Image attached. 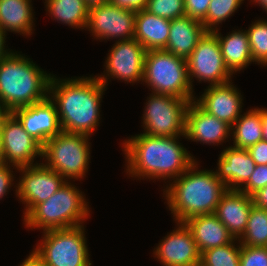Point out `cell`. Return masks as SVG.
<instances>
[{"label": "cell", "mask_w": 267, "mask_h": 266, "mask_svg": "<svg viewBox=\"0 0 267 266\" xmlns=\"http://www.w3.org/2000/svg\"><path fill=\"white\" fill-rule=\"evenodd\" d=\"M179 139L143 133L125 139L121 147L127 176L137 180H163L166 185L181 176L196 159Z\"/></svg>", "instance_id": "6da1fadb"}, {"label": "cell", "mask_w": 267, "mask_h": 266, "mask_svg": "<svg viewBox=\"0 0 267 266\" xmlns=\"http://www.w3.org/2000/svg\"><path fill=\"white\" fill-rule=\"evenodd\" d=\"M107 89L94 75L60 78L52 73L48 97L56 106L62 131L91 137L101 123Z\"/></svg>", "instance_id": "7a4b0ae2"}, {"label": "cell", "mask_w": 267, "mask_h": 266, "mask_svg": "<svg viewBox=\"0 0 267 266\" xmlns=\"http://www.w3.org/2000/svg\"><path fill=\"white\" fill-rule=\"evenodd\" d=\"M195 161L181 176L163 185V197L175 222L197 215L213 214L227 187L215 170L200 169Z\"/></svg>", "instance_id": "3957f363"}, {"label": "cell", "mask_w": 267, "mask_h": 266, "mask_svg": "<svg viewBox=\"0 0 267 266\" xmlns=\"http://www.w3.org/2000/svg\"><path fill=\"white\" fill-rule=\"evenodd\" d=\"M51 76L28 56L13 50L0 61V104L13 112L45 100Z\"/></svg>", "instance_id": "277c9868"}, {"label": "cell", "mask_w": 267, "mask_h": 266, "mask_svg": "<svg viewBox=\"0 0 267 266\" xmlns=\"http://www.w3.org/2000/svg\"><path fill=\"white\" fill-rule=\"evenodd\" d=\"M83 193L75 183L66 181L57 192L37 204L23 218L25 228L47 231L84 225L91 211Z\"/></svg>", "instance_id": "5b68a950"}, {"label": "cell", "mask_w": 267, "mask_h": 266, "mask_svg": "<svg viewBox=\"0 0 267 266\" xmlns=\"http://www.w3.org/2000/svg\"><path fill=\"white\" fill-rule=\"evenodd\" d=\"M143 85L152 93L172 95L188 102L195 100L184 58L161 50H148L145 55Z\"/></svg>", "instance_id": "8992f818"}, {"label": "cell", "mask_w": 267, "mask_h": 266, "mask_svg": "<svg viewBox=\"0 0 267 266\" xmlns=\"http://www.w3.org/2000/svg\"><path fill=\"white\" fill-rule=\"evenodd\" d=\"M89 141L90 136L85 134L62 131L43 145L40 162L56 171L66 181L83 180L89 171L91 158Z\"/></svg>", "instance_id": "52a82bcc"}, {"label": "cell", "mask_w": 267, "mask_h": 266, "mask_svg": "<svg viewBox=\"0 0 267 266\" xmlns=\"http://www.w3.org/2000/svg\"><path fill=\"white\" fill-rule=\"evenodd\" d=\"M84 227L42 231L32 251L46 266H92Z\"/></svg>", "instance_id": "ba28073f"}, {"label": "cell", "mask_w": 267, "mask_h": 266, "mask_svg": "<svg viewBox=\"0 0 267 266\" xmlns=\"http://www.w3.org/2000/svg\"><path fill=\"white\" fill-rule=\"evenodd\" d=\"M143 110V134L185 138L189 102L172 95L149 93Z\"/></svg>", "instance_id": "9c48e42d"}, {"label": "cell", "mask_w": 267, "mask_h": 266, "mask_svg": "<svg viewBox=\"0 0 267 266\" xmlns=\"http://www.w3.org/2000/svg\"><path fill=\"white\" fill-rule=\"evenodd\" d=\"M186 61L193 89L194 78L200 83L208 82V86L233 81V74L225 65L218 38L212 32H206Z\"/></svg>", "instance_id": "30bf717a"}, {"label": "cell", "mask_w": 267, "mask_h": 266, "mask_svg": "<svg viewBox=\"0 0 267 266\" xmlns=\"http://www.w3.org/2000/svg\"><path fill=\"white\" fill-rule=\"evenodd\" d=\"M108 52L104 63L105 70L95 75L104 86H108L111 78L133 85L140 82L142 84L147 50L135 38L115 41Z\"/></svg>", "instance_id": "8fae6325"}, {"label": "cell", "mask_w": 267, "mask_h": 266, "mask_svg": "<svg viewBox=\"0 0 267 266\" xmlns=\"http://www.w3.org/2000/svg\"><path fill=\"white\" fill-rule=\"evenodd\" d=\"M0 131L3 163L17 168L39 164L36 158L42 159L43 146L24 130L12 112L3 117Z\"/></svg>", "instance_id": "7c38bea8"}, {"label": "cell", "mask_w": 267, "mask_h": 266, "mask_svg": "<svg viewBox=\"0 0 267 266\" xmlns=\"http://www.w3.org/2000/svg\"><path fill=\"white\" fill-rule=\"evenodd\" d=\"M16 197L24 206V218L37 204L46 201L57 192L66 180L56 171L46 167L42 162L36 165L19 167Z\"/></svg>", "instance_id": "4fadbf2b"}, {"label": "cell", "mask_w": 267, "mask_h": 266, "mask_svg": "<svg viewBox=\"0 0 267 266\" xmlns=\"http://www.w3.org/2000/svg\"><path fill=\"white\" fill-rule=\"evenodd\" d=\"M136 12L110 3L89 8L85 31L96 41L109 39L122 41L134 39ZM116 39V40H115Z\"/></svg>", "instance_id": "5bb4252c"}, {"label": "cell", "mask_w": 267, "mask_h": 266, "mask_svg": "<svg viewBox=\"0 0 267 266\" xmlns=\"http://www.w3.org/2000/svg\"><path fill=\"white\" fill-rule=\"evenodd\" d=\"M167 233L154 247L153 257L162 266H200V253L192 233L184 222Z\"/></svg>", "instance_id": "9a60e30c"}, {"label": "cell", "mask_w": 267, "mask_h": 266, "mask_svg": "<svg viewBox=\"0 0 267 266\" xmlns=\"http://www.w3.org/2000/svg\"><path fill=\"white\" fill-rule=\"evenodd\" d=\"M231 125L208 114L195 101L188 104L186 111L185 138L191 142L221 145L231 140Z\"/></svg>", "instance_id": "2e32d148"}, {"label": "cell", "mask_w": 267, "mask_h": 266, "mask_svg": "<svg viewBox=\"0 0 267 266\" xmlns=\"http://www.w3.org/2000/svg\"><path fill=\"white\" fill-rule=\"evenodd\" d=\"M12 113L21 122L24 130L42 146L62 132L56 106L49 97L30 106L17 108Z\"/></svg>", "instance_id": "e0dca14e"}, {"label": "cell", "mask_w": 267, "mask_h": 266, "mask_svg": "<svg viewBox=\"0 0 267 266\" xmlns=\"http://www.w3.org/2000/svg\"><path fill=\"white\" fill-rule=\"evenodd\" d=\"M230 81L222 85L207 86L200 97H195V102L208 114L216 116L219 120L229 125L243 113V94L238 87Z\"/></svg>", "instance_id": "ac0fdd59"}, {"label": "cell", "mask_w": 267, "mask_h": 266, "mask_svg": "<svg viewBox=\"0 0 267 266\" xmlns=\"http://www.w3.org/2000/svg\"><path fill=\"white\" fill-rule=\"evenodd\" d=\"M224 148L218 155L216 176L227 189L240 190L248 182L256 164L248 149L233 146Z\"/></svg>", "instance_id": "d6986e66"}, {"label": "cell", "mask_w": 267, "mask_h": 266, "mask_svg": "<svg viewBox=\"0 0 267 266\" xmlns=\"http://www.w3.org/2000/svg\"><path fill=\"white\" fill-rule=\"evenodd\" d=\"M253 205L251 196L240 190L227 189L222 195L214 214L234 239L239 240L246 229Z\"/></svg>", "instance_id": "ffe728a7"}, {"label": "cell", "mask_w": 267, "mask_h": 266, "mask_svg": "<svg viewBox=\"0 0 267 266\" xmlns=\"http://www.w3.org/2000/svg\"><path fill=\"white\" fill-rule=\"evenodd\" d=\"M184 223L191 231L200 254L234 240V237L214 213L193 216Z\"/></svg>", "instance_id": "44dd1931"}, {"label": "cell", "mask_w": 267, "mask_h": 266, "mask_svg": "<svg viewBox=\"0 0 267 266\" xmlns=\"http://www.w3.org/2000/svg\"><path fill=\"white\" fill-rule=\"evenodd\" d=\"M206 32L202 22L187 15L173 19L171 20L169 37L164 50L187 59Z\"/></svg>", "instance_id": "7402d4cb"}, {"label": "cell", "mask_w": 267, "mask_h": 266, "mask_svg": "<svg viewBox=\"0 0 267 266\" xmlns=\"http://www.w3.org/2000/svg\"><path fill=\"white\" fill-rule=\"evenodd\" d=\"M219 30L212 33L218 38L225 65L233 75L254 63L246 30L235 29L226 36Z\"/></svg>", "instance_id": "603a6c76"}, {"label": "cell", "mask_w": 267, "mask_h": 266, "mask_svg": "<svg viewBox=\"0 0 267 266\" xmlns=\"http://www.w3.org/2000/svg\"><path fill=\"white\" fill-rule=\"evenodd\" d=\"M32 0H0V28L27 37L33 34L35 16Z\"/></svg>", "instance_id": "cb8c5ba5"}, {"label": "cell", "mask_w": 267, "mask_h": 266, "mask_svg": "<svg viewBox=\"0 0 267 266\" xmlns=\"http://www.w3.org/2000/svg\"><path fill=\"white\" fill-rule=\"evenodd\" d=\"M171 21L150 14L146 10L136 12L134 38L148 51L165 49Z\"/></svg>", "instance_id": "d4e9b609"}, {"label": "cell", "mask_w": 267, "mask_h": 266, "mask_svg": "<svg viewBox=\"0 0 267 266\" xmlns=\"http://www.w3.org/2000/svg\"><path fill=\"white\" fill-rule=\"evenodd\" d=\"M231 138L236 148L248 149L263 140L262 108L253 107L246 110L231 126Z\"/></svg>", "instance_id": "484cf974"}, {"label": "cell", "mask_w": 267, "mask_h": 266, "mask_svg": "<svg viewBox=\"0 0 267 266\" xmlns=\"http://www.w3.org/2000/svg\"><path fill=\"white\" fill-rule=\"evenodd\" d=\"M46 13L58 23L74 29L87 25L89 7L84 0H45Z\"/></svg>", "instance_id": "4316f807"}, {"label": "cell", "mask_w": 267, "mask_h": 266, "mask_svg": "<svg viewBox=\"0 0 267 266\" xmlns=\"http://www.w3.org/2000/svg\"><path fill=\"white\" fill-rule=\"evenodd\" d=\"M239 242L245 246L267 247V209L252 206L246 229Z\"/></svg>", "instance_id": "83f0119b"}, {"label": "cell", "mask_w": 267, "mask_h": 266, "mask_svg": "<svg viewBox=\"0 0 267 266\" xmlns=\"http://www.w3.org/2000/svg\"><path fill=\"white\" fill-rule=\"evenodd\" d=\"M240 252L241 243L234 239L231 243L202 252L200 266H240Z\"/></svg>", "instance_id": "f1b7e54d"}, {"label": "cell", "mask_w": 267, "mask_h": 266, "mask_svg": "<svg viewBox=\"0 0 267 266\" xmlns=\"http://www.w3.org/2000/svg\"><path fill=\"white\" fill-rule=\"evenodd\" d=\"M244 0H211L205 19L202 21L207 32L219 29L222 22L233 16Z\"/></svg>", "instance_id": "f546056e"}, {"label": "cell", "mask_w": 267, "mask_h": 266, "mask_svg": "<svg viewBox=\"0 0 267 266\" xmlns=\"http://www.w3.org/2000/svg\"><path fill=\"white\" fill-rule=\"evenodd\" d=\"M251 25V26H250ZM246 29L254 63L267 66V20L257 19Z\"/></svg>", "instance_id": "4dcf8cb0"}, {"label": "cell", "mask_w": 267, "mask_h": 266, "mask_svg": "<svg viewBox=\"0 0 267 266\" xmlns=\"http://www.w3.org/2000/svg\"><path fill=\"white\" fill-rule=\"evenodd\" d=\"M146 11L150 14L173 20L185 14L184 0H148Z\"/></svg>", "instance_id": "1f68e13d"}, {"label": "cell", "mask_w": 267, "mask_h": 266, "mask_svg": "<svg viewBox=\"0 0 267 266\" xmlns=\"http://www.w3.org/2000/svg\"><path fill=\"white\" fill-rule=\"evenodd\" d=\"M240 266H267V247L241 245Z\"/></svg>", "instance_id": "d6a6232c"}, {"label": "cell", "mask_w": 267, "mask_h": 266, "mask_svg": "<svg viewBox=\"0 0 267 266\" xmlns=\"http://www.w3.org/2000/svg\"><path fill=\"white\" fill-rule=\"evenodd\" d=\"M267 186V165H256L248 182L240 189L243 193L252 196L258 190Z\"/></svg>", "instance_id": "836d02e7"}, {"label": "cell", "mask_w": 267, "mask_h": 266, "mask_svg": "<svg viewBox=\"0 0 267 266\" xmlns=\"http://www.w3.org/2000/svg\"><path fill=\"white\" fill-rule=\"evenodd\" d=\"M13 169L16 172L18 168L5 163L0 164V200L9 193L14 184L15 193H17V183L14 182L16 178Z\"/></svg>", "instance_id": "e575fe53"}, {"label": "cell", "mask_w": 267, "mask_h": 266, "mask_svg": "<svg viewBox=\"0 0 267 266\" xmlns=\"http://www.w3.org/2000/svg\"><path fill=\"white\" fill-rule=\"evenodd\" d=\"M185 14L195 20L202 22L207 14L211 0H184Z\"/></svg>", "instance_id": "d590c367"}, {"label": "cell", "mask_w": 267, "mask_h": 266, "mask_svg": "<svg viewBox=\"0 0 267 266\" xmlns=\"http://www.w3.org/2000/svg\"><path fill=\"white\" fill-rule=\"evenodd\" d=\"M248 151L256 165H267V141L261 140L250 146Z\"/></svg>", "instance_id": "8d00e7d4"}, {"label": "cell", "mask_w": 267, "mask_h": 266, "mask_svg": "<svg viewBox=\"0 0 267 266\" xmlns=\"http://www.w3.org/2000/svg\"><path fill=\"white\" fill-rule=\"evenodd\" d=\"M109 3L122 9L138 12L146 10L148 0H110Z\"/></svg>", "instance_id": "74e56055"}, {"label": "cell", "mask_w": 267, "mask_h": 266, "mask_svg": "<svg viewBox=\"0 0 267 266\" xmlns=\"http://www.w3.org/2000/svg\"><path fill=\"white\" fill-rule=\"evenodd\" d=\"M251 197L255 206L267 209V186L255 192Z\"/></svg>", "instance_id": "f35d334b"}, {"label": "cell", "mask_w": 267, "mask_h": 266, "mask_svg": "<svg viewBox=\"0 0 267 266\" xmlns=\"http://www.w3.org/2000/svg\"><path fill=\"white\" fill-rule=\"evenodd\" d=\"M6 36H7L6 32L0 28V61L13 51L12 49L10 50L8 48V45L6 46L5 44L6 38H8Z\"/></svg>", "instance_id": "ab89813d"}, {"label": "cell", "mask_w": 267, "mask_h": 266, "mask_svg": "<svg viewBox=\"0 0 267 266\" xmlns=\"http://www.w3.org/2000/svg\"><path fill=\"white\" fill-rule=\"evenodd\" d=\"M18 266H46L34 253L33 251L20 263Z\"/></svg>", "instance_id": "60d3db41"}, {"label": "cell", "mask_w": 267, "mask_h": 266, "mask_svg": "<svg viewBox=\"0 0 267 266\" xmlns=\"http://www.w3.org/2000/svg\"><path fill=\"white\" fill-rule=\"evenodd\" d=\"M262 136L267 141V108L262 107Z\"/></svg>", "instance_id": "b9f144b4"}, {"label": "cell", "mask_w": 267, "mask_h": 266, "mask_svg": "<svg viewBox=\"0 0 267 266\" xmlns=\"http://www.w3.org/2000/svg\"><path fill=\"white\" fill-rule=\"evenodd\" d=\"M86 5L91 8L98 5H104L110 2V0H84Z\"/></svg>", "instance_id": "7bdbcfd3"}, {"label": "cell", "mask_w": 267, "mask_h": 266, "mask_svg": "<svg viewBox=\"0 0 267 266\" xmlns=\"http://www.w3.org/2000/svg\"><path fill=\"white\" fill-rule=\"evenodd\" d=\"M251 3L253 2V4L255 3V5H259L261 6V8L263 9V11H265L267 13V0H250Z\"/></svg>", "instance_id": "ee69618b"}, {"label": "cell", "mask_w": 267, "mask_h": 266, "mask_svg": "<svg viewBox=\"0 0 267 266\" xmlns=\"http://www.w3.org/2000/svg\"><path fill=\"white\" fill-rule=\"evenodd\" d=\"M8 112L5 110V108L0 104V125L3 117L7 114Z\"/></svg>", "instance_id": "f6af8a7d"}, {"label": "cell", "mask_w": 267, "mask_h": 266, "mask_svg": "<svg viewBox=\"0 0 267 266\" xmlns=\"http://www.w3.org/2000/svg\"><path fill=\"white\" fill-rule=\"evenodd\" d=\"M3 163L2 146H1V131H0V164Z\"/></svg>", "instance_id": "bcb514c9"}]
</instances>
